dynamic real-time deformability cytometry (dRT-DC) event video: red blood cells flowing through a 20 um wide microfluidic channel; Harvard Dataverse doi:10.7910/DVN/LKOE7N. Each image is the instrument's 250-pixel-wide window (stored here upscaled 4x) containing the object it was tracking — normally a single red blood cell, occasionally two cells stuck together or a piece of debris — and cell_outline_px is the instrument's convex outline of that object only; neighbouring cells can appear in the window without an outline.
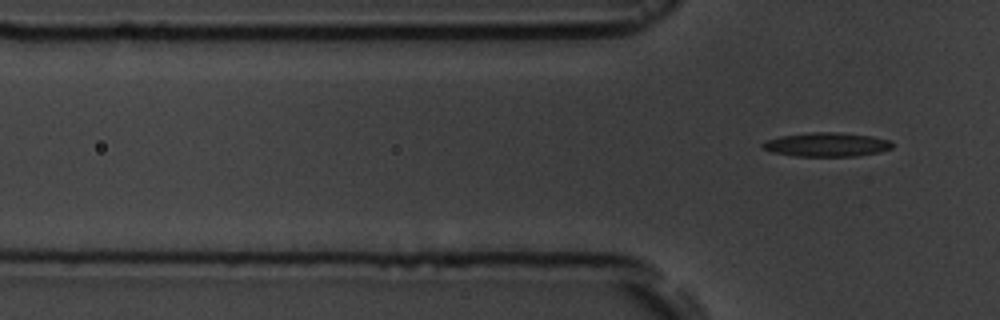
{"species": "common noctule bat (a hibernating species)", "species_latin": "Nyctalus noctula", "temperature_condition": "room temperature", "stored_images_in_passage": 6, "segment_of_instrument_passage": [2, 2], "camera_frame_rate_fps": 3000, "um_per_image_px": 0.085, "animal": {"sex": "male", "body_mass_g": 19.5, "forearm_length_mm": 54.6}, "frame": {"image": 1, "passage_image": 6, "time_ms": 5.667, "image_size_px": [1000, 320], "cell_outline_px": [[892, 148], [880, 152], [856, 156], [796, 156], [772, 152], [764, 148], [760, 144], [768, 140], [780, 136], [812, 132], [840, 132], [872, 136], [892, 140]], "centroid_in_image_um": [70.31, 12.28], "position_along_channel_um": 55.5, "area_um2": 18.15}}